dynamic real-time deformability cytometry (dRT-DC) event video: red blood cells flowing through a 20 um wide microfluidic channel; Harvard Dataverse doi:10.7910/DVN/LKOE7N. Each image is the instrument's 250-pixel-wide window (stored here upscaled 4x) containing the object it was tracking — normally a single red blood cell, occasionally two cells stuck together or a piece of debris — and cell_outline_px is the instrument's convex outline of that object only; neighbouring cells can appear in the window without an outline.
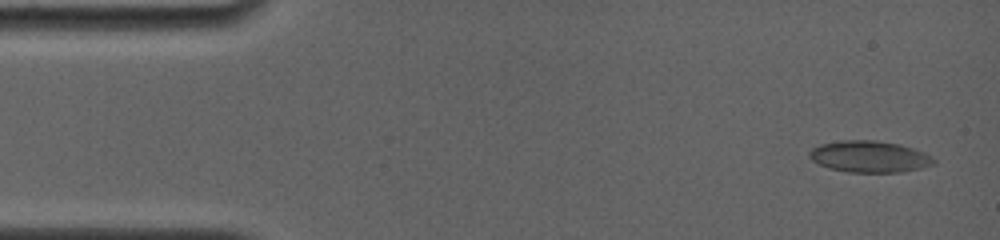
{"species": "common noctule bat (a hibernating species)", "species_latin": "Nyctalus noctula", "temperature_condition": "room temperature", "stored_images_in_passage": 7, "camera_frame_rate_fps": 4000, "um_per_image_px": 0.085, "animal": {"sex": "female", "body_mass_g": 19.0, "forearm_length_mm": 56.7}, "frame": {"image": 1, "passage_image": 1, "time_ms": 0.0, "image_size_px": [1000, 240], "cell_outline_px": [[936, 164], [920, 168], [900, 172], [848, 172], [828, 168], [812, 160], [808, 156], [808, 152], [812, 148], [820, 144], [840, 140], [876, 140], [900, 144], [924, 152], [932, 156], [936, 160]], "centroid_in_image_um": [73.9, 13.3], "position_along_channel_um": 11.1, "area_um2": 23.0}}
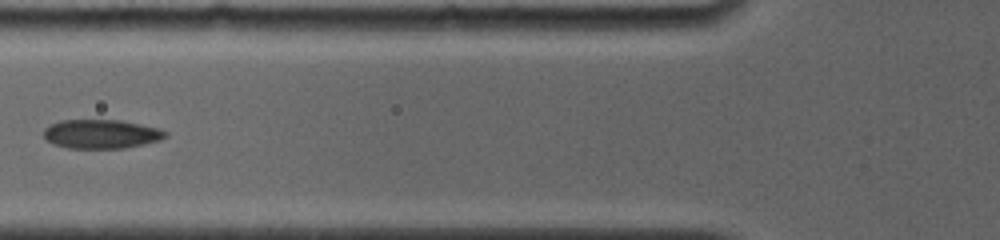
{"frame": {"image": 2, "passage_image": 6, "time_ms": 5.5, "image_size_px": [1000, 240], "cell_outline_px": [[168, 136], [160, 140], [144, 144], [124, 148], [68, 148], [52, 144], [44, 136], [44, 128], [60, 120], [120, 120], [160, 128], [168, 132]], "centroid_in_image_um": [8.63, 11.39], "position_along_channel_um": 117.2, "area_um2": 20.63}}
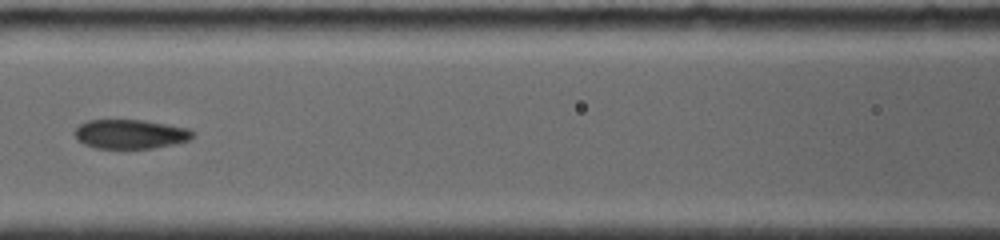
{"frame": {"image": 3, "passage_image": 7, "time_ms": 6.5, "image_size_px": [1000, 240], "cell_outline_px": [[196, 132], [188, 140], [172, 144], [152, 148], [96, 148], [84, 144], [76, 140], [72, 132], [80, 124], [88, 120], [144, 120], [188, 128]], "centroid_in_image_um": [11.03, 11.39], "position_along_channel_um": 155.6, "area_um2": 20.11}}